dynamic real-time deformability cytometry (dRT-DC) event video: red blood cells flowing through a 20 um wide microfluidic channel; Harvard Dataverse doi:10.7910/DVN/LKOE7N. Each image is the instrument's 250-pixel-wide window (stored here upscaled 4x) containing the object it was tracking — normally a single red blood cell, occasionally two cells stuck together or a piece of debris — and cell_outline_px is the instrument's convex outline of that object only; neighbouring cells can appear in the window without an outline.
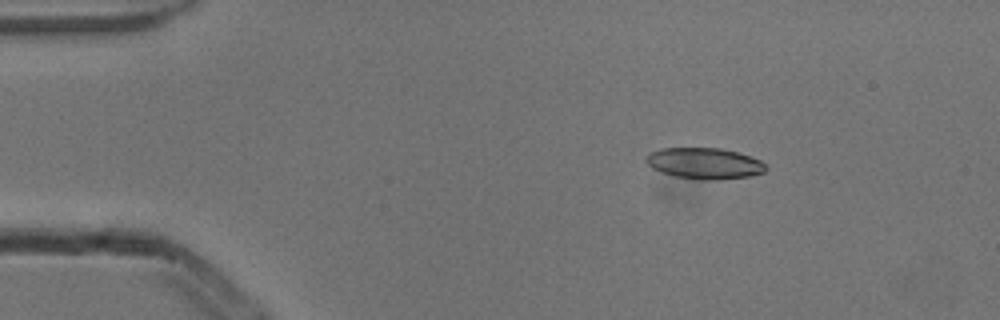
{"species": "common noctule bat (a hibernating species)", "species_latin": "Nyctalus noctula", "temperature_condition": "cold", "stored_images_in_passage": 6, "camera_frame_rate_fps": 3000, "um_per_image_px": 0.085, "animal": {"sex": "male", "body_mass_g": 13.3}, "frame": {"image": 1, "passage_image": 3, "time_ms": 0.667, "image_size_px": [1000, 320], "cell_outline_px": [[768, 168], [764, 172], [748, 176], [720, 180], [704, 180], [676, 176], [652, 168], [644, 160], [648, 152], [660, 148], [720, 148], [736, 152], [760, 160]], "centroid_in_image_um": [59.85, 13.88], "position_along_channel_um": 25.1, "area_um2": 21.62}}
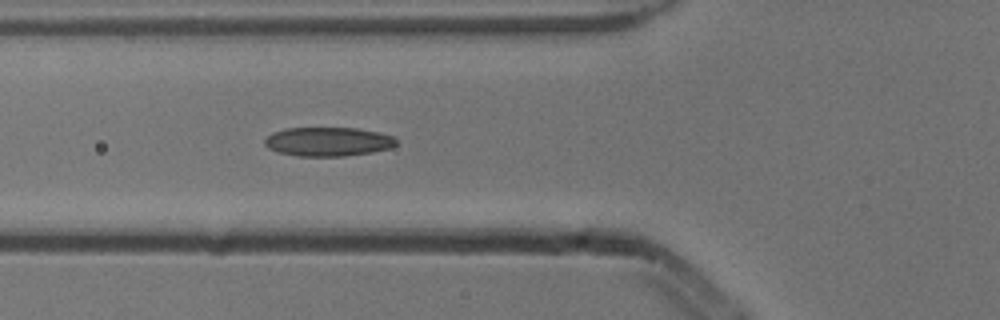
{"frame": {"image": 2, "passage_image": 6, "time_ms": 1.667, "image_size_px": [1000, 320], "cell_outline_px": [[396, 144], [388, 148], [372, 152], [344, 156], [296, 156], [276, 152], [268, 148], [264, 144], [264, 140], [272, 132], [284, 128], [356, 128], [376, 132], [392, 136], [396, 140]], "centroid_in_image_um": [27.81, 12.04], "position_along_channel_um": 98.0, "area_um2": 22.2}}